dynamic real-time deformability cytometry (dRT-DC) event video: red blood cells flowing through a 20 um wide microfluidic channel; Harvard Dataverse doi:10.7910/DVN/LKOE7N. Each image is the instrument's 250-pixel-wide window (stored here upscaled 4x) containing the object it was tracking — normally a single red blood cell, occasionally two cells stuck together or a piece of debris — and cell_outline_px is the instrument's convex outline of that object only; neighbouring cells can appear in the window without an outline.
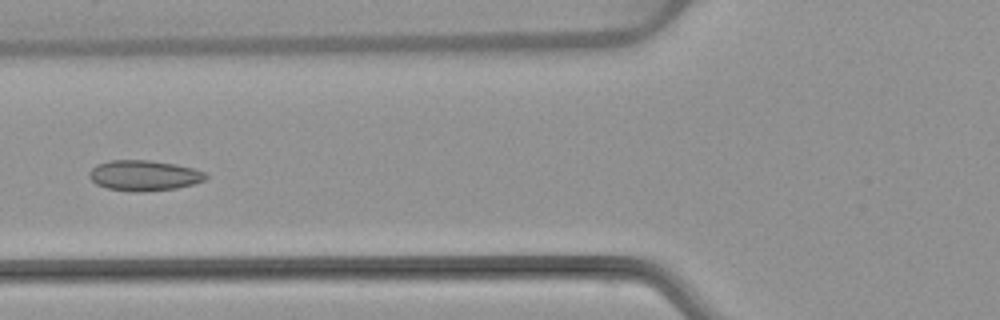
{"species": "common noctule bat (a hibernating species)", "species_latin": "Nyctalus noctula", "temperature_condition": "warm", "stored_images_in_passage": 5, "camera_frame_rate_fps": 3000, "um_per_image_px": 0.085, "animal": {"sex": "female", "body_mass_g": 22.7, "forearm_length_mm": 54.2}, "frame": {"image": 1, "passage_image": 5, "time_ms": 5.667, "image_size_px": [1000, 320], "cell_outline_px": [[208, 176], [204, 180], [192, 184], [176, 188], [136, 192], [108, 188], [96, 184], [88, 176], [88, 172], [96, 164], [108, 160], [148, 160], [176, 164], [192, 168], [204, 172]], "centroid_in_image_um": [12.2, 14.9], "position_along_channel_um": 113.6, "area_um2": 20.58}}